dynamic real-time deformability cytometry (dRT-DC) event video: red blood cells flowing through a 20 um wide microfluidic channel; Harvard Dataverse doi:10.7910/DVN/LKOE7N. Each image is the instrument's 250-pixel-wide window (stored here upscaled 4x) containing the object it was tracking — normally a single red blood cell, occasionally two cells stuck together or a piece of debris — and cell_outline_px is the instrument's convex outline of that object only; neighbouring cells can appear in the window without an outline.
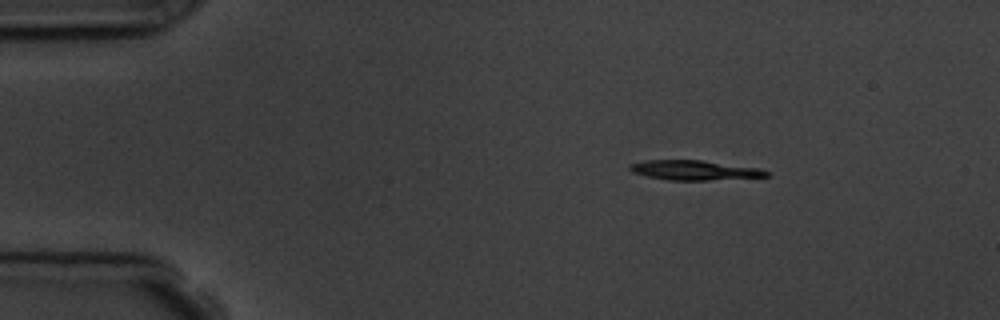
{"species": "common noctule bat (a hibernating species)", "species_latin": "Nyctalus noctula", "temperature_condition": "room temperature", "stored_images_in_passage": 3, "camera_frame_rate_fps": 3000, "um_per_image_px": 0.085, "animal": {"sex": "male", "body_mass_g": 19.5, "forearm_length_mm": 54.6}, "frame": {"image": 1, "passage_image": 1, "time_ms": 0.0, "image_size_px": [1000, 320], "cell_outline_px": [[768, 176], [708, 180], [668, 180], [648, 176], [632, 172], [628, 168], [628, 164], [648, 160], [700, 160], [760, 168], [768, 172]], "centroid_in_image_um": [58.98, 14.46], "position_along_channel_um": 26.0, "area_um2": 15.49}}